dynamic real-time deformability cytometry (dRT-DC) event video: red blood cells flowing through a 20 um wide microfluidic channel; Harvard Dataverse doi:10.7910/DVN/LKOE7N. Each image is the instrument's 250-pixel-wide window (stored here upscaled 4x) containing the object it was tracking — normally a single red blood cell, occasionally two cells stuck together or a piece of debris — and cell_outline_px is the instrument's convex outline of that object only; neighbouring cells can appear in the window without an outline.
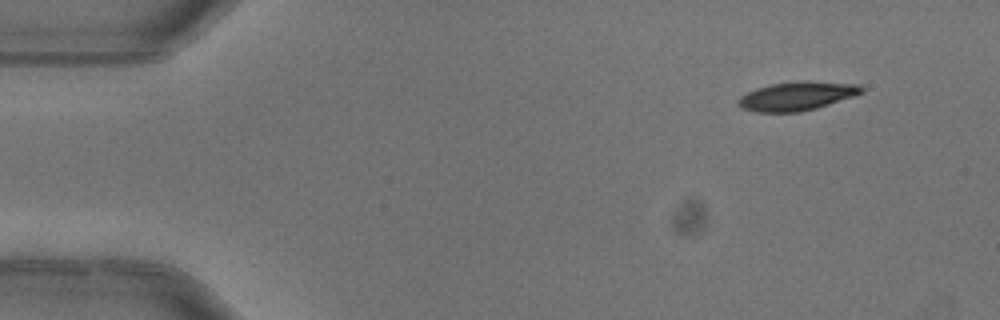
{"species": "common noctule bat (a hibernating species)", "species_latin": "Nyctalus noctula", "temperature_condition": "warm", "stored_images_in_passage": 4, "camera_frame_rate_fps": 3000, "um_per_image_px": 0.085, "animal": {"sex": "female"}, "frame": {"image": 1, "passage_image": 1, "time_ms": 0.0, "image_size_px": [1000, 320], "cell_outline_px": [[864, 92], [816, 108], [800, 112], [756, 112], [744, 108], [736, 104], [736, 100], [740, 96], [756, 88], [772, 84], [808, 80], [860, 84], [864, 88]], "centroid_in_image_um": [67.73, 8.15], "position_along_channel_um": 17.3, "area_um2": 20.63}}